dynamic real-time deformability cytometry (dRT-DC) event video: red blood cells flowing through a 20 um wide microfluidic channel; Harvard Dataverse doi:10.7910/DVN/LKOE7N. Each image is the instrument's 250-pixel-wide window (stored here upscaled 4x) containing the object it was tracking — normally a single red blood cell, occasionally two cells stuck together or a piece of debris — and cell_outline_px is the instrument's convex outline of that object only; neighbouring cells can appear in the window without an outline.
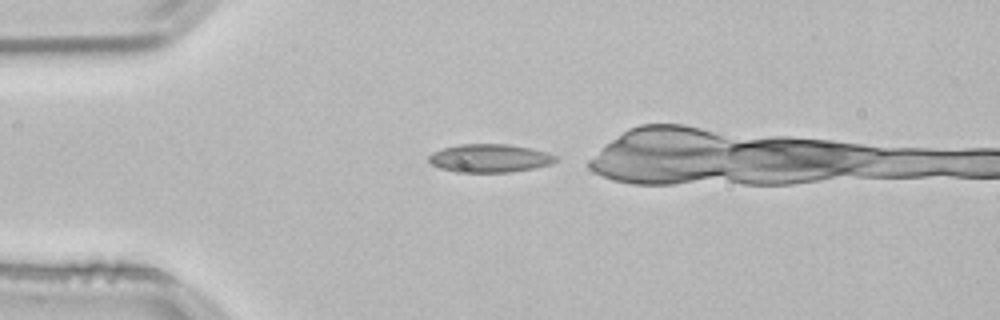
{"species": "common noctule bat (a hibernating species)", "species_latin": "Nyctalus noctula", "temperature_condition": "room temperature", "stored_images_in_passage": 30, "camera_frame_rate_fps": 3000, "um_per_image_px": 0.085, "animal": {"sex": "male", "body_mass_g": 21.5, "forearm_length_mm": 52.0}, "frame": {"image": 1, "passage_image": 1, "time_ms": 0.0, "image_size_px": [1000, 320], "cell_outline_px": [[556, 160], [552, 164], [512, 172], [456, 172], [440, 168], [432, 164], [428, 160], [428, 156], [432, 152], [444, 148], [460, 144], [508, 144], [532, 148], [548, 152], [556, 156]], "centroid_in_image_um": [41.63, 13.44], "position_along_channel_um": 43.4, "area_um2": 20.92}}
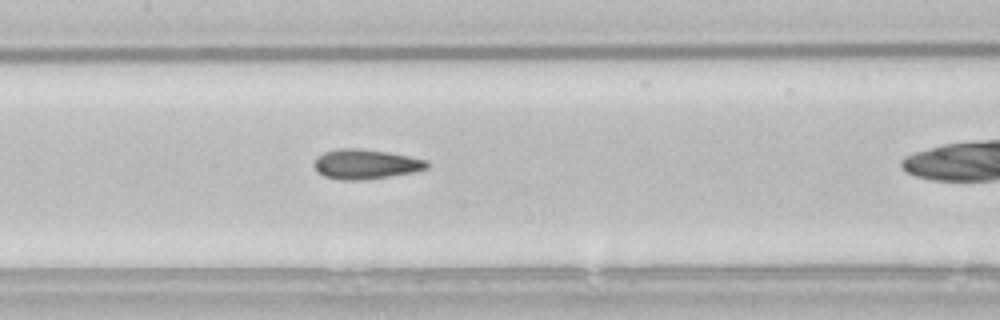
{"frame": {"image": 2, "passage_image": 13, "time_ms": 4.0, "image_size_px": [1000, 320], "cell_outline_px": [[428, 168], [412, 172], [388, 176], [360, 180], [340, 180], [324, 176], [312, 164], [316, 156], [324, 152], [336, 148], [360, 148], [388, 152], [428, 160]], "centroid_in_image_um": [31.04, 13.94], "position_along_channel_um": 176.4, "area_um2": 19.54}}